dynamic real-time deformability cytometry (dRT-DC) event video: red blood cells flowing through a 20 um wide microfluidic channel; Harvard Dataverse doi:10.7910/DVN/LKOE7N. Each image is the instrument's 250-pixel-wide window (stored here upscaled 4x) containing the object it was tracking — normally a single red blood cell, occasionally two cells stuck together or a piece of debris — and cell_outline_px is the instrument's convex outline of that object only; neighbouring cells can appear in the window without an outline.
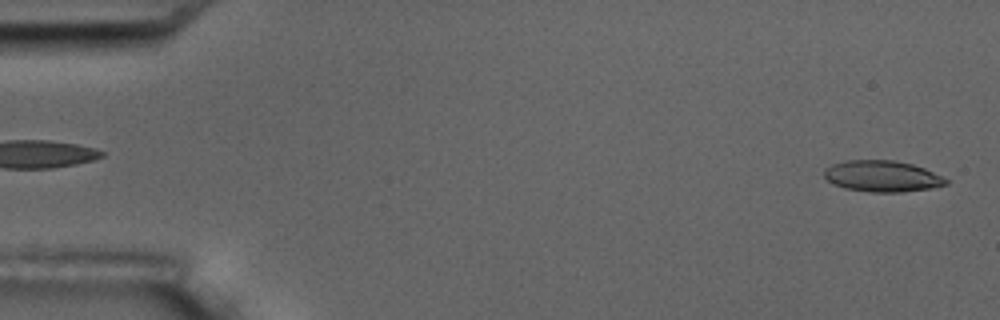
{"species": "common noctule bat (a hibernating species)", "species_latin": "Nyctalus noctula", "temperature_condition": "room temperature", "stored_images_in_passage": 5, "camera_frame_rate_fps": 3000, "um_per_image_px": 0.085, "animal": {"sex": "male", "body_mass_g": 17.5, "forearm_length_mm": 52.3}, "frame": {"image": 1, "passage_image": 5, "time_ms": 5.333, "image_size_px": [1000, 320], "cell_outline_px": [[948, 184], [932, 188], [900, 192], [868, 192], [844, 188], [832, 184], [824, 176], [824, 168], [832, 164], [844, 160], [896, 160], [912, 164], [924, 168], [948, 180]], "centroid_in_image_um": [74.95, 14.97], "position_along_channel_um": 10.1, "area_um2": 22.25}}